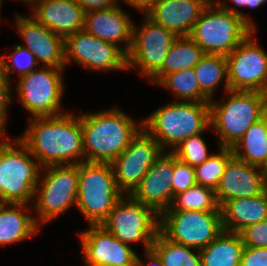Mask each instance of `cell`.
<instances>
[{
  "instance_id": "obj_1",
  "label": "cell",
  "mask_w": 267,
  "mask_h": 266,
  "mask_svg": "<svg viewBox=\"0 0 267 266\" xmlns=\"http://www.w3.org/2000/svg\"><path fill=\"white\" fill-rule=\"evenodd\" d=\"M18 138L42 168L85 162L80 115L66 112L52 117L29 118L27 130Z\"/></svg>"
},
{
  "instance_id": "obj_2",
  "label": "cell",
  "mask_w": 267,
  "mask_h": 266,
  "mask_svg": "<svg viewBox=\"0 0 267 266\" xmlns=\"http://www.w3.org/2000/svg\"><path fill=\"white\" fill-rule=\"evenodd\" d=\"M80 123L85 162L112 163L143 128L118 108L82 114Z\"/></svg>"
},
{
  "instance_id": "obj_3",
  "label": "cell",
  "mask_w": 267,
  "mask_h": 266,
  "mask_svg": "<svg viewBox=\"0 0 267 266\" xmlns=\"http://www.w3.org/2000/svg\"><path fill=\"white\" fill-rule=\"evenodd\" d=\"M225 1H210L189 34L205 54L227 56L252 31H256L247 14L229 7Z\"/></svg>"
},
{
  "instance_id": "obj_4",
  "label": "cell",
  "mask_w": 267,
  "mask_h": 266,
  "mask_svg": "<svg viewBox=\"0 0 267 266\" xmlns=\"http://www.w3.org/2000/svg\"><path fill=\"white\" fill-rule=\"evenodd\" d=\"M142 122L164 151L167 145L172 151L183 140L210 128L209 102L175 100L156 109Z\"/></svg>"
},
{
  "instance_id": "obj_5",
  "label": "cell",
  "mask_w": 267,
  "mask_h": 266,
  "mask_svg": "<svg viewBox=\"0 0 267 266\" xmlns=\"http://www.w3.org/2000/svg\"><path fill=\"white\" fill-rule=\"evenodd\" d=\"M0 139V203L28 204L35 197L41 166L18 137L16 147L5 136Z\"/></svg>"
},
{
  "instance_id": "obj_6",
  "label": "cell",
  "mask_w": 267,
  "mask_h": 266,
  "mask_svg": "<svg viewBox=\"0 0 267 266\" xmlns=\"http://www.w3.org/2000/svg\"><path fill=\"white\" fill-rule=\"evenodd\" d=\"M122 196L111 163L79 164L76 207L90 225H101Z\"/></svg>"
},
{
  "instance_id": "obj_7",
  "label": "cell",
  "mask_w": 267,
  "mask_h": 266,
  "mask_svg": "<svg viewBox=\"0 0 267 266\" xmlns=\"http://www.w3.org/2000/svg\"><path fill=\"white\" fill-rule=\"evenodd\" d=\"M227 102L209 101L210 128L219 137V147L232 148L250 126L263 117L259 91L229 90Z\"/></svg>"
},
{
  "instance_id": "obj_8",
  "label": "cell",
  "mask_w": 267,
  "mask_h": 266,
  "mask_svg": "<svg viewBox=\"0 0 267 266\" xmlns=\"http://www.w3.org/2000/svg\"><path fill=\"white\" fill-rule=\"evenodd\" d=\"M43 168L46 174L43 179L39 177L34 193L37 199L33 207L39 216L35 219L39 226L63 214L71 205H76L78 194L79 164Z\"/></svg>"
},
{
  "instance_id": "obj_9",
  "label": "cell",
  "mask_w": 267,
  "mask_h": 266,
  "mask_svg": "<svg viewBox=\"0 0 267 266\" xmlns=\"http://www.w3.org/2000/svg\"><path fill=\"white\" fill-rule=\"evenodd\" d=\"M101 225L125 244L141 241L146 251L152 248L158 234L160 215L127 194L118 200Z\"/></svg>"
},
{
  "instance_id": "obj_10",
  "label": "cell",
  "mask_w": 267,
  "mask_h": 266,
  "mask_svg": "<svg viewBox=\"0 0 267 266\" xmlns=\"http://www.w3.org/2000/svg\"><path fill=\"white\" fill-rule=\"evenodd\" d=\"M64 70L44 66L18 79L17 98L33 118L64 114L60 110L65 86L62 78Z\"/></svg>"
},
{
  "instance_id": "obj_11",
  "label": "cell",
  "mask_w": 267,
  "mask_h": 266,
  "mask_svg": "<svg viewBox=\"0 0 267 266\" xmlns=\"http://www.w3.org/2000/svg\"><path fill=\"white\" fill-rule=\"evenodd\" d=\"M159 230L170 240L201 250L221 232V211H164Z\"/></svg>"
},
{
  "instance_id": "obj_12",
  "label": "cell",
  "mask_w": 267,
  "mask_h": 266,
  "mask_svg": "<svg viewBox=\"0 0 267 266\" xmlns=\"http://www.w3.org/2000/svg\"><path fill=\"white\" fill-rule=\"evenodd\" d=\"M144 23L137 29L133 24L132 47L127 54V68L139 67L149 80L163 65L177 36L145 14ZM137 29V30H136Z\"/></svg>"
},
{
  "instance_id": "obj_13",
  "label": "cell",
  "mask_w": 267,
  "mask_h": 266,
  "mask_svg": "<svg viewBox=\"0 0 267 266\" xmlns=\"http://www.w3.org/2000/svg\"><path fill=\"white\" fill-rule=\"evenodd\" d=\"M163 152L161 145L142 128L111 163L118 189L130 195Z\"/></svg>"
},
{
  "instance_id": "obj_14",
  "label": "cell",
  "mask_w": 267,
  "mask_h": 266,
  "mask_svg": "<svg viewBox=\"0 0 267 266\" xmlns=\"http://www.w3.org/2000/svg\"><path fill=\"white\" fill-rule=\"evenodd\" d=\"M65 65L70 61L96 71L126 70L127 54L117 45L91 35L85 29L64 39Z\"/></svg>"
},
{
  "instance_id": "obj_15",
  "label": "cell",
  "mask_w": 267,
  "mask_h": 266,
  "mask_svg": "<svg viewBox=\"0 0 267 266\" xmlns=\"http://www.w3.org/2000/svg\"><path fill=\"white\" fill-rule=\"evenodd\" d=\"M252 31L226 56L229 90L260 91L267 84V53Z\"/></svg>"
},
{
  "instance_id": "obj_16",
  "label": "cell",
  "mask_w": 267,
  "mask_h": 266,
  "mask_svg": "<svg viewBox=\"0 0 267 266\" xmlns=\"http://www.w3.org/2000/svg\"><path fill=\"white\" fill-rule=\"evenodd\" d=\"M80 240L86 266H123L138 255L103 225H90L80 233Z\"/></svg>"
},
{
  "instance_id": "obj_17",
  "label": "cell",
  "mask_w": 267,
  "mask_h": 266,
  "mask_svg": "<svg viewBox=\"0 0 267 266\" xmlns=\"http://www.w3.org/2000/svg\"><path fill=\"white\" fill-rule=\"evenodd\" d=\"M174 154L163 152L130 194L161 215L173 201Z\"/></svg>"
},
{
  "instance_id": "obj_18",
  "label": "cell",
  "mask_w": 267,
  "mask_h": 266,
  "mask_svg": "<svg viewBox=\"0 0 267 266\" xmlns=\"http://www.w3.org/2000/svg\"><path fill=\"white\" fill-rule=\"evenodd\" d=\"M266 189L267 181L263 168L233 156L225 167L215 193L221 207L228 200L254 197Z\"/></svg>"
},
{
  "instance_id": "obj_19",
  "label": "cell",
  "mask_w": 267,
  "mask_h": 266,
  "mask_svg": "<svg viewBox=\"0 0 267 266\" xmlns=\"http://www.w3.org/2000/svg\"><path fill=\"white\" fill-rule=\"evenodd\" d=\"M17 31L25 40V45L44 66L65 68L64 38L54 34L32 16L16 13Z\"/></svg>"
},
{
  "instance_id": "obj_20",
  "label": "cell",
  "mask_w": 267,
  "mask_h": 266,
  "mask_svg": "<svg viewBox=\"0 0 267 266\" xmlns=\"http://www.w3.org/2000/svg\"><path fill=\"white\" fill-rule=\"evenodd\" d=\"M133 23L130 16L119 6L94 9L85 12L84 29L95 37L113 43L125 45L121 49L128 54L132 47Z\"/></svg>"
},
{
  "instance_id": "obj_21",
  "label": "cell",
  "mask_w": 267,
  "mask_h": 266,
  "mask_svg": "<svg viewBox=\"0 0 267 266\" xmlns=\"http://www.w3.org/2000/svg\"><path fill=\"white\" fill-rule=\"evenodd\" d=\"M33 18L54 34L66 38L84 29L85 11L76 0H34Z\"/></svg>"
},
{
  "instance_id": "obj_22",
  "label": "cell",
  "mask_w": 267,
  "mask_h": 266,
  "mask_svg": "<svg viewBox=\"0 0 267 266\" xmlns=\"http://www.w3.org/2000/svg\"><path fill=\"white\" fill-rule=\"evenodd\" d=\"M210 0H157L144 14L178 36H189Z\"/></svg>"
},
{
  "instance_id": "obj_23",
  "label": "cell",
  "mask_w": 267,
  "mask_h": 266,
  "mask_svg": "<svg viewBox=\"0 0 267 266\" xmlns=\"http://www.w3.org/2000/svg\"><path fill=\"white\" fill-rule=\"evenodd\" d=\"M220 208L223 230L240 233L251 224L267 220V189L254 197L228 200Z\"/></svg>"
},
{
  "instance_id": "obj_24",
  "label": "cell",
  "mask_w": 267,
  "mask_h": 266,
  "mask_svg": "<svg viewBox=\"0 0 267 266\" xmlns=\"http://www.w3.org/2000/svg\"><path fill=\"white\" fill-rule=\"evenodd\" d=\"M26 206L27 204L0 203V245L19 243L37 233L40 226L34 215L26 214Z\"/></svg>"
},
{
  "instance_id": "obj_25",
  "label": "cell",
  "mask_w": 267,
  "mask_h": 266,
  "mask_svg": "<svg viewBox=\"0 0 267 266\" xmlns=\"http://www.w3.org/2000/svg\"><path fill=\"white\" fill-rule=\"evenodd\" d=\"M204 55L203 50L189 36H178L173 41L162 67L149 82L158 84L166 75L194 68Z\"/></svg>"
},
{
  "instance_id": "obj_26",
  "label": "cell",
  "mask_w": 267,
  "mask_h": 266,
  "mask_svg": "<svg viewBox=\"0 0 267 266\" xmlns=\"http://www.w3.org/2000/svg\"><path fill=\"white\" fill-rule=\"evenodd\" d=\"M243 249L240 233L223 231L200 250L201 266H240Z\"/></svg>"
},
{
  "instance_id": "obj_27",
  "label": "cell",
  "mask_w": 267,
  "mask_h": 266,
  "mask_svg": "<svg viewBox=\"0 0 267 266\" xmlns=\"http://www.w3.org/2000/svg\"><path fill=\"white\" fill-rule=\"evenodd\" d=\"M232 149L239 160L264 169L267 164V117L254 122Z\"/></svg>"
},
{
  "instance_id": "obj_28",
  "label": "cell",
  "mask_w": 267,
  "mask_h": 266,
  "mask_svg": "<svg viewBox=\"0 0 267 266\" xmlns=\"http://www.w3.org/2000/svg\"><path fill=\"white\" fill-rule=\"evenodd\" d=\"M201 92L209 99L220 83H225V91H229L227 59L221 54H205L194 67ZM225 78V79H224ZM223 80V82H222ZM225 80V81H224Z\"/></svg>"
},
{
  "instance_id": "obj_29",
  "label": "cell",
  "mask_w": 267,
  "mask_h": 266,
  "mask_svg": "<svg viewBox=\"0 0 267 266\" xmlns=\"http://www.w3.org/2000/svg\"><path fill=\"white\" fill-rule=\"evenodd\" d=\"M152 249L164 266H201L200 250L192 252L194 248L168 239L160 230L152 242Z\"/></svg>"
},
{
  "instance_id": "obj_30",
  "label": "cell",
  "mask_w": 267,
  "mask_h": 266,
  "mask_svg": "<svg viewBox=\"0 0 267 266\" xmlns=\"http://www.w3.org/2000/svg\"><path fill=\"white\" fill-rule=\"evenodd\" d=\"M165 211H221L214 189L195 185L175 195Z\"/></svg>"
},
{
  "instance_id": "obj_31",
  "label": "cell",
  "mask_w": 267,
  "mask_h": 266,
  "mask_svg": "<svg viewBox=\"0 0 267 266\" xmlns=\"http://www.w3.org/2000/svg\"><path fill=\"white\" fill-rule=\"evenodd\" d=\"M158 84L173 91L175 96L182 101H210L200 90L194 68L166 75Z\"/></svg>"
},
{
  "instance_id": "obj_32",
  "label": "cell",
  "mask_w": 267,
  "mask_h": 266,
  "mask_svg": "<svg viewBox=\"0 0 267 266\" xmlns=\"http://www.w3.org/2000/svg\"><path fill=\"white\" fill-rule=\"evenodd\" d=\"M204 163L195 167L197 185L216 189L228 161L234 156L232 148L219 147Z\"/></svg>"
},
{
  "instance_id": "obj_33",
  "label": "cell",
  "mask_w": 267,
  "mask_h": 266,
  "mask_svg": "<svg viewBox=\"0 0 267 266\" xmlns=\"http://www.w3.org/2000/svg\"><path fill=\"white\" fill-rule=\"evenodd\" d=\"M178 160L196 167L204 163L213 154L208 153L207 145L201 133L192 135L183 140L175 149L171 151Z\"/></svg>"
},
{
  "instance_id": "obj_34",
  "label": "cell",
  "mask_w": 267,
  "mask_h": 266,
  "mask_svg": "<svg viewBox=\"0 0 267 266\" xmlns=\"http://www.w3.org/2000/svg\"><path fill=\"white\" fill-rule=\"evenodd\" d=\"M6 56V57H5ZM1 69L2 72L5 74V76L10 80V74L11 72L18 71L19 76L18 78L34 71V67H36V63H38L35 56L32 54V52L21 46V45H15L14 52H11L9 55L5 54L4 56H1ZM11 60L12 65L7 63V59ZM13 69V70H12Z\"/></svg>"
},
{
  "instance_id": "obj_35",
  "label": "cell",
  "mask_w": 267,
  "mask_h": 266,
  "mask_svg": "<svg viewBox=\"0 0 267 266\" xmlns=\"http://www.w3.org/2000/svg\"><path fill=\"white\" fill-rule=\"evenodd\" d=\"M195 185H197L195 168L178 160L174 155L173 198Z\"/></svg>"
},
{
  "instance_id": "obj_36",
  "label": "cell",
  "mask_w": 267,
  "mask_h": 266,
  "mask_svg": "<svg viewBox=\"0 0 267 266\" xmlns=\"http://www.w3.org/2000/svg\"><path fill=\"white\" fill-rule=\"evenodd\" d=\"M240 235L244 246L267 248V220L247 226Z\"/></svg>"
},
{
  "instance_id": "obj_37",
  "label": "cell",
  "mask_w": 267,
  "mask_h": 266,
  "mask_svg": "<svg viewBox=\"0 0 267 266\" xmlns=\"http://www.w3.org/2000/svg\"><path fill=\"white\" fill-rule=\"evenodd\" d=\"M11 82L2 72L0 68V137L5 136V120L7 119L6 115L8 112V104L11 102Z\"/></svg>"
},
{
  "instance_id": "obj_38",
  "label": "cell",
  "mask_w": 267,
  "mask_h": 266,
  "mask_svg": "<svg viewBox=\"0 0 267 266\" xmlns=\"http://www.w3.org/2000/svg\"><path fill=\"white\" fill-rule=\"evenodd\" d=\"M240 266H267V248L244 246Z\"/></svg>"
},
{
  "instance_id": "obj_39",
  "label": "cell",
  "mask_w": 267,
  "mask_h": 266,
  "mask_svg": "<svg viewBox=\"0 0 267 266\" xmlns=\"http://www.w3.org/2000/svg\"><path fill=\"white\" fill-rule=\"evenodd\" d=\"M83 10L105 9L117 5V0H76Z\"/></svg>"
},
{
  "instance_id": "obj_40",
  "label": "cell",
  "mask_w": 267,
  "mask_h": 266,
  "mask_svg": "<svg viewBox=\"0 0 267 266\" xmlns=\"http://www.w3.org/2000/svg\"><path fill=\"white\" fill-rule=\"evenodd\" d=\"M145 257L149 260L147 266H164L162 260L157 255V253L151 248L145 251ZM139 266H145L140 257L137 255Z\"/></svg>"
},
{
  "instance_id": "obj_41",
  "label": "cell",
  "mask_w": 267,
  "mask_h": 266,
  "mask_svg": "<svg viewBox=\"0 0 267 266\" xmlns=\"http://www.w3.org/2000/svg\"><path fill=\"white\" fill-rule=\"evenodd\" d=\"M128 3L132 7L136 8V10L146 12L157 0H123Z\"/></svg>"
},
{
  "instance_id": "obj_42",
  "label": "cell",
  "mask_w": 267,
  "mask_h": 266,
  "mask_svg": "<svg viewBox=\"0 0 267 266\" xmlns=\"http://www.w3.org/2000/svg\"><path fill=\"white\" fill-rule=\"evenodd\" d=\"M235 5L238 7H250V8H257L261 4L267 2V0H231Z\"/></svg>"
},
{
  "instance_id": "obj_43",
  "label": "cell",
  "mask_w": 267,
  "mask_h": 266,
  "mask_svg": "<svg viewBox=\"0 0 267 266\" xmlns=\"http://www.w3.org/2000/svg\"><path fill=\"white\" fill-rule=\"evenodd\" d=\"M259 92L262 98L263 116L267 117V84Z\"/></svg>"
},
{
  "instance_id": "obj_44",
  "label": "cell",
  "mask_w": 267,
  "mask_h": 266,
  "mask_svg": "<svg viewBox=\"0 0 267 266\" xmlns=\"http://www.w3.org/2000/svg\"><path fill=\"white\" fill-rule=\"evenodd\" d=\"M123 266H139L137 257L131 262Z\"/></svg>"
},
{
  "instance_id": "obj_45",
  "label": "cell",
  "mask_w": 267,
  "mask_h": 266,
  "mask_svg": "<svg viewBox=\"0 0 267 266\" xmlns=\"http://www.w3.org/2000/svg\"><path fill=\"white\" fill-rule=\"evenodd\" d=\"M264 173H265V177H266V181H267V164H266V166L264 167Z\"/></svg>"
},
{
  "instance_id": "obj_46",
  "label": "cell",
  "mask_w": 267,
  "mask_h": 266,
  "mask_svg": "<svg viewBox=\"0 0 267 266\" xmlns=\"http://www.w3.org/2000/svg\"><path fill=\"white\" fill-rule=\"evenodd\" d=\"M24 1V3L26 2V3H32L34 0H23Z\"/></svg>"
},
{
  "instance_id": "obj_47",
  "label": "cell",
  "mask_w": 267,
  "mask_h": 266,
  "mask_svg": "<svg viewBox=\"0 0 267 266\" xmlns=\"http://www.w3.org/2000/svg\"><path fill=\"white\" fill-rule=\"evenodd\" d=\"M2 3H3L2 0H0V7H2ZM0 11H1V10H0Z\"/></svg>"
}]
</instances>
